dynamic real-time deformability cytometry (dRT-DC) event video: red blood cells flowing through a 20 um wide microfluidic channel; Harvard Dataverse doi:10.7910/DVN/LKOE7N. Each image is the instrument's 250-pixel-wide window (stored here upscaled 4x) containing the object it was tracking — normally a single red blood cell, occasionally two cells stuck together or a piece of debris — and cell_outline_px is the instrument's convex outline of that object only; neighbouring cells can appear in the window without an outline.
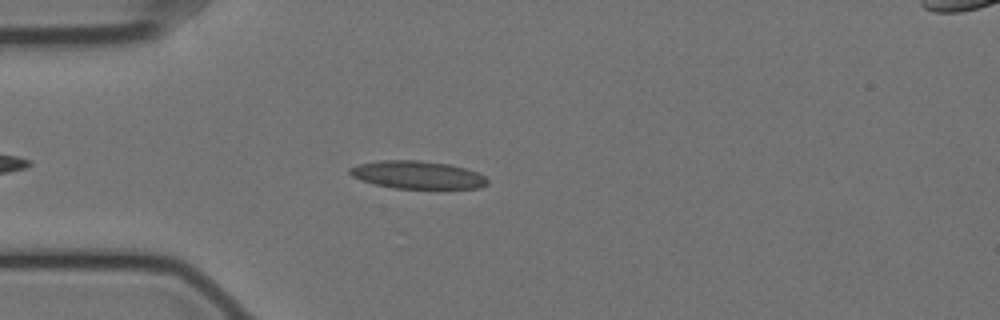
{"species": "Egyptian fruit bat (a non-hibernating species)", "species_latin": "Rousettus aegyptiacus", "temperature_condition": "cold", "stored_images_in_passage": 21, "camera_frame_rate_fps": 3000, "um_per_image_px": 0.085, "animal": {"sex": "female"}, "frame": {"image": 1, "passage_image": 4, "time_ms": 1.0, "image_size_px": [1000, 320], "cell_outline_px": [[488, 184], [480, 188], [396, 188], [376, 184], [360, 180], [352, 176], [348, 172], [348, 168], [360, 164], [380, 160], [420, 160], [448, 164], [464, 168], [476, 172], [484, 176], [488, 180]], "centroid_in_image_um": [35.47, 14.86], "position_along_channel_um": 49.5, "area_um2": 22.14}}
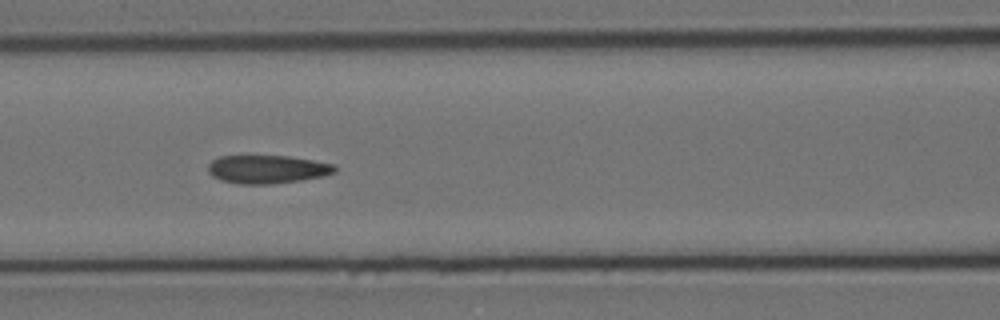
{"frame": {"image": 2, "passage_image": 13, "time_ms": 4.0, "image_size_px": [1000, 320], "cell_outline_px": [[336, 172], [324, 176], [300, 180], [268, 184], [240, 184], [220, 180], [212, 176], [208, 172], [208, 164], [212, 160], [220, 156], [288, 156], [336, 164]], "centroid_in_image_um": [22.71, 14.39], "position_along_channel_um": 143.9, "area_um2": 20.92}}
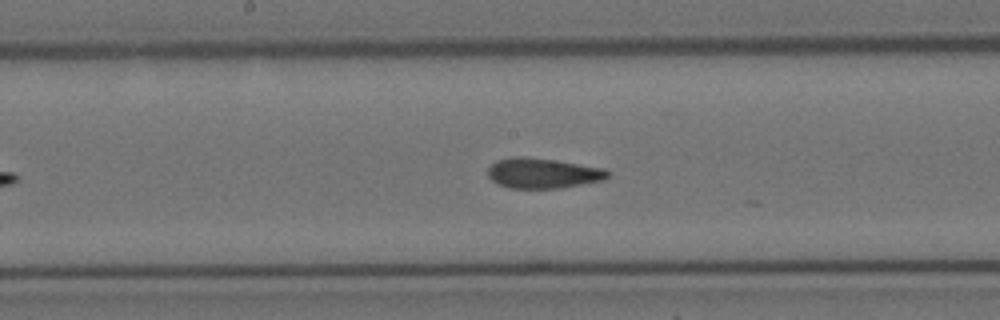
{"frame": {"image": 3, "passage_image": 18, "time_ms": 5.667, "image_size_px": [1000, 320], "cell_outline_px": [[612, 172], [604, 180], [560, 188], [508, 188], [496, 184], [488, 176], [488, 168], [496, 160], [512, 156], [528, 156], [556, 160], [604, 168]], "centroid_in_image_um": [46.13, 14.71], "position_along_channel_um": 202.1, "area_um2": 21.39}}